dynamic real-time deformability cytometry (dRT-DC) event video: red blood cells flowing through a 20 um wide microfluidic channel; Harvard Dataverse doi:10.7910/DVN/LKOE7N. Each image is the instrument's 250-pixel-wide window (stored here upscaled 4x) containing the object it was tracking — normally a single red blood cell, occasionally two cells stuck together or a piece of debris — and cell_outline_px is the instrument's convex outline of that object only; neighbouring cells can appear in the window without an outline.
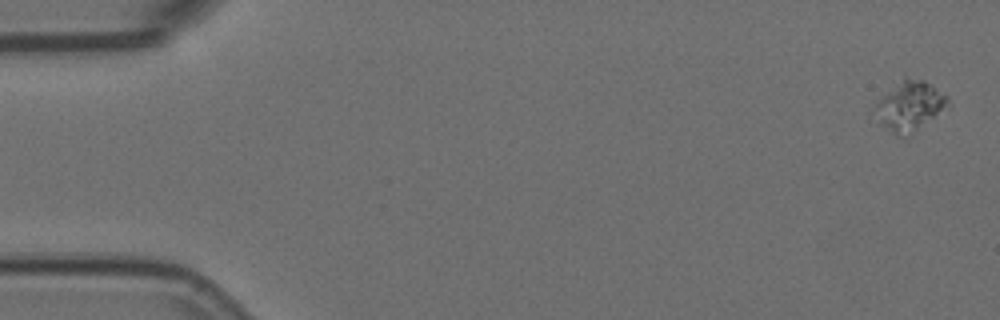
{"species": "Egyptian fruit bat (a non-hibernating species)", "species_latin": "Rousettus aegyptiacus", "temperature_condition": "room temperature", "stored_images_in_passage": 5, "camera_frame_rate_fps": 3000, "um_per_image_px": 0.085, "animal": {"sex": "female"}, "frame": {"image": 1, "passage_image": 1, "time_ms": 0.0, "image_size_px": [1000, 320], "cell_outline_px": [[948, 100], [932, 116], [912, 128], [896, 136], [880, 124], [872, 108], [904, 76], [924, 80], [948, 96]], "centroid_in_image_um": [77.22, 8.92], "position_along_channel_um": 7.8, "area_um2": 19.31}}
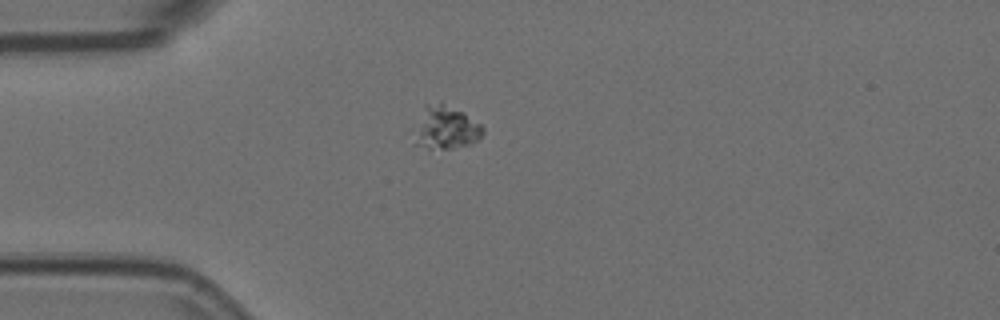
{"frame": {"image": 2, "passage_image": 5, "time_ms": 1.333, "image_size_px": [1000, 320], "cell_outline_px": [[484, 132], [476, 140], [468, 144], [452, 148], [428, 148], [416, 144], [424, 104], [440, 100], [464, 112], [480, 124], [484, 128]], "centroid_in_image_um": [37.96, 10.79], "position_along_channel_um": 47.0, "area_um2": 16.65}}